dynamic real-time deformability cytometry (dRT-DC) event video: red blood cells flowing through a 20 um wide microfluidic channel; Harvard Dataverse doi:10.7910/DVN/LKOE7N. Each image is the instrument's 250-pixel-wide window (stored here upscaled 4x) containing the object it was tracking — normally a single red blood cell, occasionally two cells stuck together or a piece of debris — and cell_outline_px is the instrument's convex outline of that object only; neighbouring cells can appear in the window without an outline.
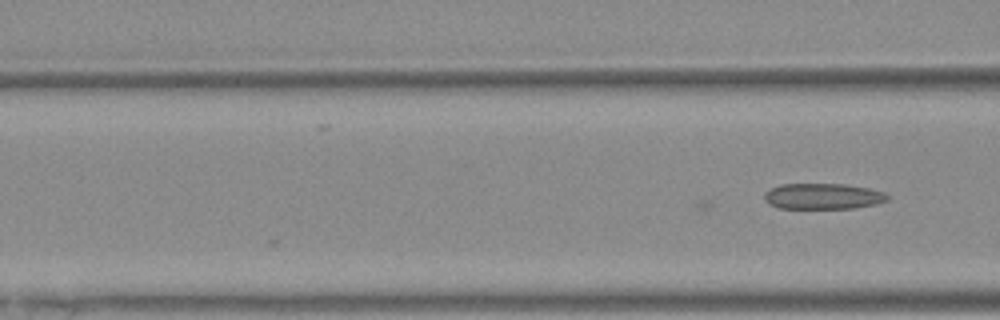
{"species": "Egyptian fruit bat (a non-hibernating species)", "species_latin": "Rousettus aegyptiacus", "temperature_condition": "warm", "stored_images_in_passage": 4, "camera_frame_rate_fps": 3000, "um_per_image_px": 0.085, "animal": {"sex": "female"}, "frame": {"image": 1, "passage_image": 4, "time_ms": 1.0, "image_size_px": [1000, 320], "cell_outline_px": [[888, 200], [876, 204], [852, 208], [780, 208], [768, 204], [764, 200], [764, 196], [772, 188], [780, 184], [844, 184], [868, 188], [884, 192], [888, 196]], "centroid_in_image_um": [69.95, 16.68], "position_along_channel_um": 96.6, "area_um2": 18.38}}